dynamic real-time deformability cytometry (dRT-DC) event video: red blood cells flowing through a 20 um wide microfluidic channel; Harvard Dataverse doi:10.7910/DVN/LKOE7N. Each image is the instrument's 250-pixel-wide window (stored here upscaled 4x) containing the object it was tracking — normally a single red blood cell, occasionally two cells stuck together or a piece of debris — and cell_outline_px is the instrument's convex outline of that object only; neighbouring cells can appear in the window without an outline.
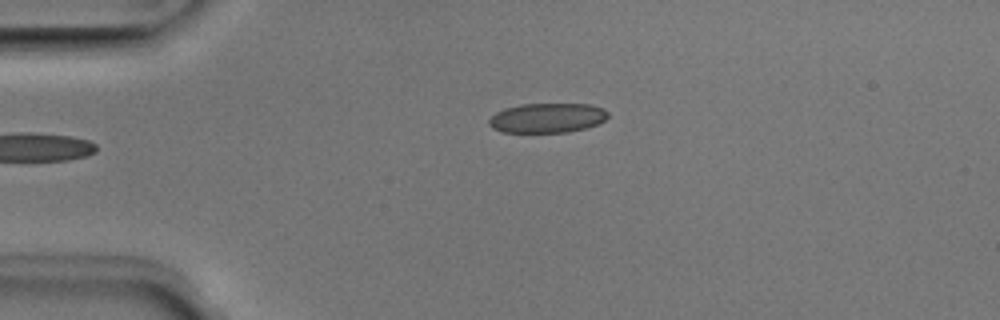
{"species": "Egyptian fruit bat (a non-hibernating species)", "species_latin": "Rousettus aegyptiacus", "temperature_condition": "room temperature", "stored_images_in_passage": 33, "camera_frame_rate_fps": 3000, "um_per_image_px": 0.085, "animal": {"sex": "male"}, "frame": {"image": 1, "passage_image": 1, "time_ms": 0.0, "image_size_px": [1000, 320], "cell_outline_px": [[608, 116], [604, 120], [596, 124], [584, 128], [568, 132], [504, 132], [492, 128], [488, 124], [488, 120], [496, 112], [504, 108], [520, 104], [592, 104], [604, 108], [608, 112]], "centroid_in_image_um": [46.51, 10.01], "position_along_channel_um": 38.5, "area_um2": 20.58}}
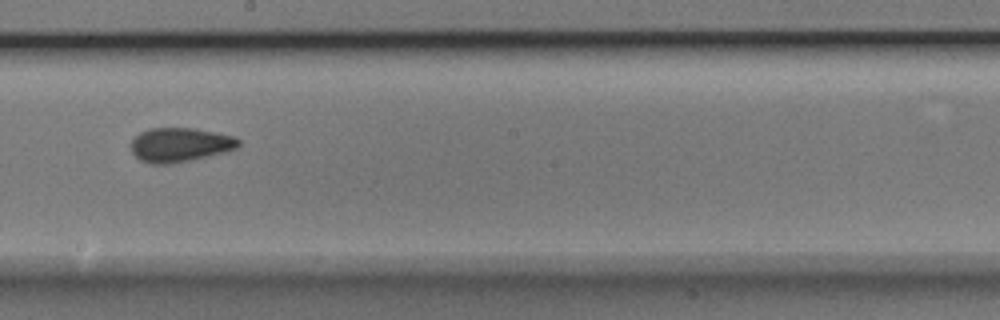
{"frame": {"image": 2, "passage_image": 18, "time_ms": 5.667, "image_size_px": [1000, 320], "cell_outline_px": [[240, 144], [236, 148], [228, 152], [172, 164], [148, 164], [140, 160], [132, 152], [128, 144], [140, 132], [148, 128], [196, 128], [236, 136], [240, 140]], "centroid_in_image_um": [15.3, 12.31], "position_along_channel_um": 232.9, "area_um2": 21.91}}
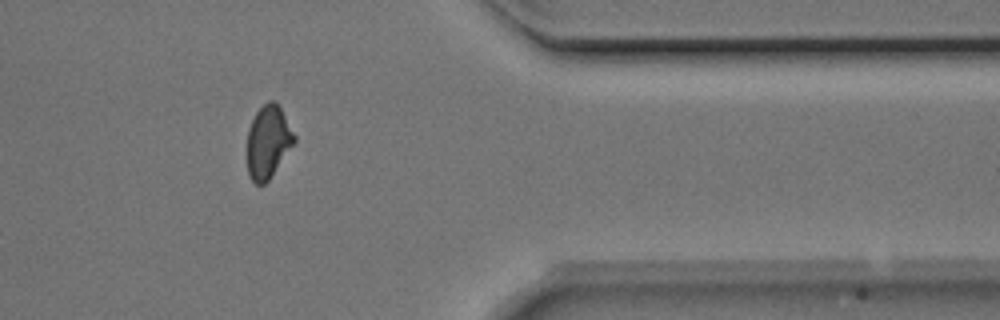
{"frame": {"image": 3, "passage_image": 31, "time_ms": 10.0, "image_size_px": [1000, 320], "cell_outline_px": [[296, 140], [268, 180], [264, 184], [256, 184], [248, 176], [248, 128], [256, 112], [268, 100], [276, 100], [296, 136]], "centroid_in_image_um": [22.79, 12.03], "position_along_channel_um": 388.6, "area_um2": 19.71}, "authors_computed_cell_mechanics": {"area_um2": 20.6346, "velocity_mm_per_s": 3.9974, "shape_relaxation_time_tau1_ms": 5.8267, "shape_relaxation_time_tau2_ms": 2.0211, "deformation_change_tau1": 0.1437, "deformation_change_tau2": 0.0616}}